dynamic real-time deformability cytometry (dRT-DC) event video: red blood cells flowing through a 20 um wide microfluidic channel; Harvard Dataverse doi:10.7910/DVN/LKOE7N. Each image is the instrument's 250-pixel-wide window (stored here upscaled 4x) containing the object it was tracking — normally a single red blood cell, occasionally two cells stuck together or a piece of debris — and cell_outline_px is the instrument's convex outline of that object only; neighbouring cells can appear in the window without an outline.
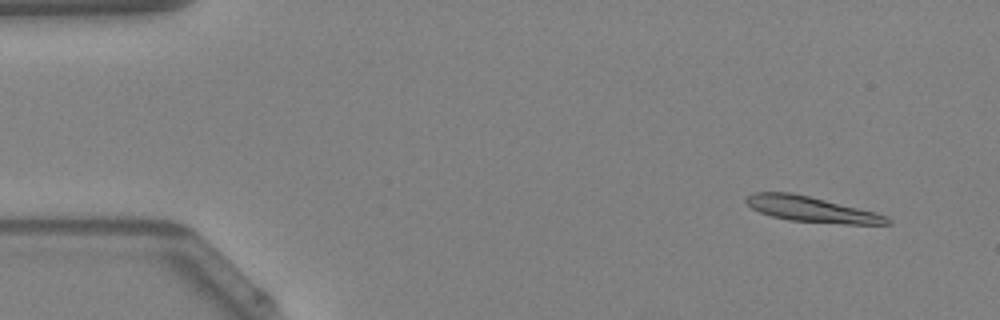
{"species": "Egyptian fruit bat (a non-hibernating species)", "species_latin": "Rousettus aegyptiacus", "temperature_condition": "warm", "stored_images_in_passage": 47, "camera_frame_rate_fps": 3000, "um_per_image_px": 0.085, "animal": {"sex": "female"}, "frame": {"image": 1, "passage_image": 3, "time_ms": 0.667, "image_size_px": [1000, 320], "cell_outline_px": [[892, 224], [844, 224], [788, 220], [772, 216], [760, 212], [752, 208], [744, 200], [752, 192], [792, 192], [876, 212], [888, 216], [892, 220]], "centroid_in_image_um": [69.01, 17.79], "position_along_channel_um": 16.0, "area_um2": 20.92}}
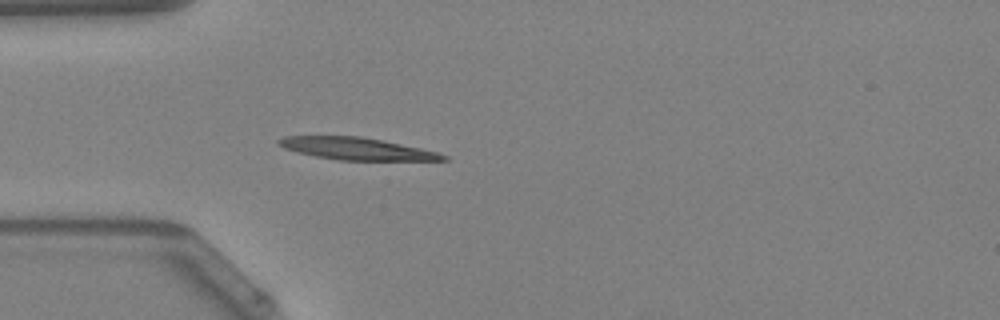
{"frame": {"image": 2, "passage_image": 13, "time_ms": 4.0, "image_size_px": [1000, 320], "cell_outline_px": [[448, 160], [340, 160], [316, 156], [296, 152], [284, 148], [276, 144], [276, 140], [284, 136], [360, 136], [384, 140], [440, 152], [448, 156]], "centroid_in_image_um": [30.32, 12.63], "position_along_channel_um": 54.7, "area_um2": 21.39}}
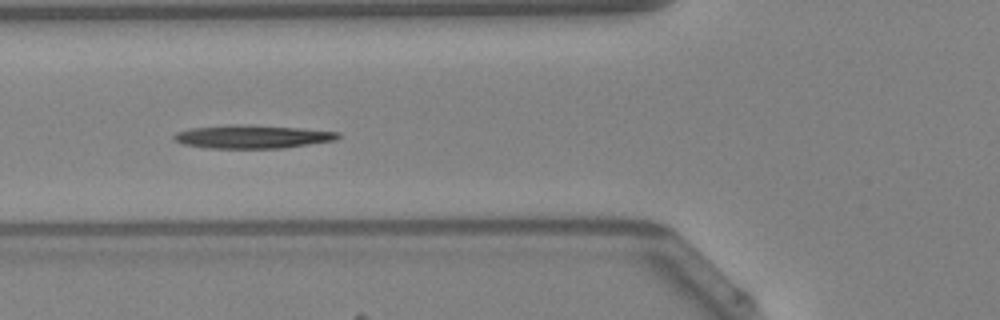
{"frame": {"image": 3, "passage_image": 17, "time_ms": 5.333, "image_size_px": [1000, 320], "cell_outline_px": [[340, 136], [336, 140], [284, 148], [208, 148], [184, 144], [176, 140], [172, 136], [176, 132], [188, 128], [300, 128], [340, 132]], "centroid_in_image_um": [21.52, 11.68], "position_along_channel_um": 104.3, "area_um2": 20.58}, "authors_computed_cell_mechanics": {"area_um2": 21.2704, "velocity_mm_per_s": 4.2368, "shape_relaxation_time_tau1_ms": 4.7006, "shape_relaxation_time_tau2_ms": null, "deformation_change_tau1": 0.1502, "deformation_change_tau2": null}}